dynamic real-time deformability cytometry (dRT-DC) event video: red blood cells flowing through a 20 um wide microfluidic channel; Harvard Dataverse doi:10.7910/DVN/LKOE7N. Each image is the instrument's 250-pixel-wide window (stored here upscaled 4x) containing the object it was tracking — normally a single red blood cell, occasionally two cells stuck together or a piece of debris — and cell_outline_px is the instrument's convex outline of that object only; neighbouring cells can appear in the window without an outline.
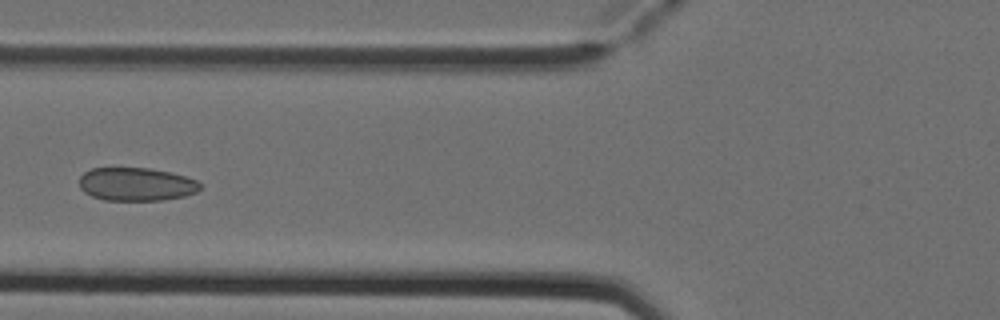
{"species": "Egyptian fruit bat (a non-hibernating species)", "species_latin": "Rousettus aegyptiacus", "temperature_condition": "cold", "stored_images_in_passage": 5, "camera_frame_rate_fps": 3000, "um_per_image_px": 0.085, "animal": {"sex": "female"}, "frame": {"image": 1, "passage_image": 5, "time_ms": 1.333, "image_size_px": [1000, 320], "cell_outline_px": [[200, 188], [196, 192], [184, 196], [160, 200], [104, 200], [92, 196], [84, 192], [80, 188], [80, 176], [84, 172], [92, 168], [148, 168], [172, 172], [196, 180], [200, 184]], "centroid_in_image_um": [11.56, 15.65], "position_along_channel_um": 114.2, "area_um2": 23.35}}